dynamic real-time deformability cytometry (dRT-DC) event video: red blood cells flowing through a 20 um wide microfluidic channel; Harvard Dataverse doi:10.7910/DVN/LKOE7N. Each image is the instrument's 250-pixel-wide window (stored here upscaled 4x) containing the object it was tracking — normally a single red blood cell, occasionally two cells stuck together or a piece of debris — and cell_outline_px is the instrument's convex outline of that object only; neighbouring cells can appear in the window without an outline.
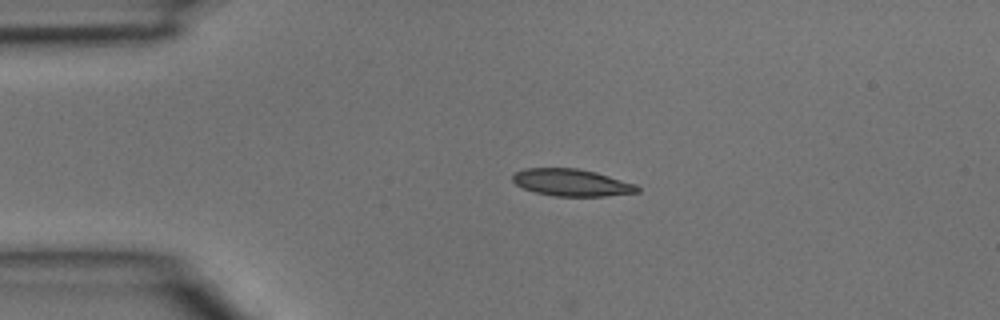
{"species": "common noctule bat (a hibernating species)", "species_latin": "Nyctalus noctula", "temperature_condition": "room temperature", "stored_images_in_passage": 3, "camera_frame_rate_fps": 3000, "um_per_image_px": 0.085, "animal": {"sex": "male", "body_mass_g": 15.6}, "frame": {"image": 1, "passage_image": 2, "time_ms": 0.333, "image_size_px": [1000, 320], "cell_outline_px": [[640, 192], [604, 196], [552, 196], [536, 192], [524, 188], [516, 184], [512, 180], [512, 176], [516, 172], [524, 168], [576, 168], [596, 172], [636, 184], [640, 188]], "centroid_in_image_um": [48.6, 15.52], "position_along_channel_um": 36.4, "area_um2": 19.65}}